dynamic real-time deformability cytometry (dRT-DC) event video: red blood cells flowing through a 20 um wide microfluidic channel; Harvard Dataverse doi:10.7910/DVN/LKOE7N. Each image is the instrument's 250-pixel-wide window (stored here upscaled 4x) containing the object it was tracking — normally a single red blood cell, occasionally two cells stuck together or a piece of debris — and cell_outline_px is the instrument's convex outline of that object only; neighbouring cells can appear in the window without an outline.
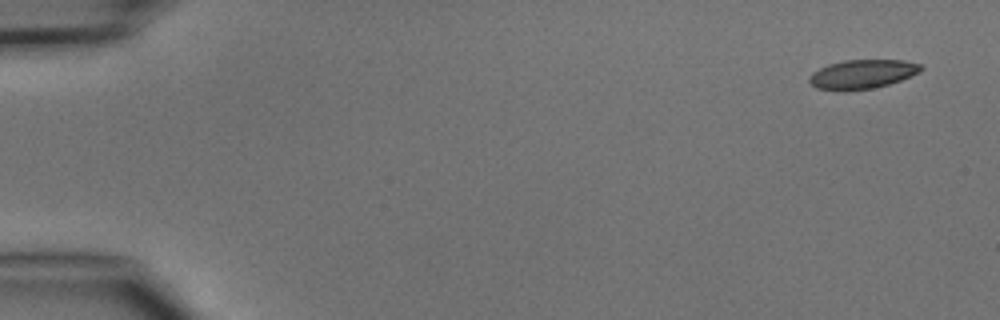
{"species": "common noctule bat (a hibernating species)", "species_latin": "Nyctalus noctula", "temperature_condition": "cold", "stored_images_in_passage": 4, "camera_frame_rate_fps": 3000, "um_per_image_px": 0.085, "animal": {"sex": "male", "body_mass_g": 15.6}, "frame": {"image": 1, "passage_image": 1, "time_ms": 0.0, "image_size_px": [1000, 320], "cell_outline_px": [[924, 68], [920, 72], [912, 76], [888, 84], [872, 88], [816, 88], [808, 80], [808, 76], [812, 72], [828, 64], [844, 60], [904, 60], [920, 64]], "centroid_in_image_um": [73.34, 6.25], "position_along_channel_um": 11.7, "area_um2": 18.32}}